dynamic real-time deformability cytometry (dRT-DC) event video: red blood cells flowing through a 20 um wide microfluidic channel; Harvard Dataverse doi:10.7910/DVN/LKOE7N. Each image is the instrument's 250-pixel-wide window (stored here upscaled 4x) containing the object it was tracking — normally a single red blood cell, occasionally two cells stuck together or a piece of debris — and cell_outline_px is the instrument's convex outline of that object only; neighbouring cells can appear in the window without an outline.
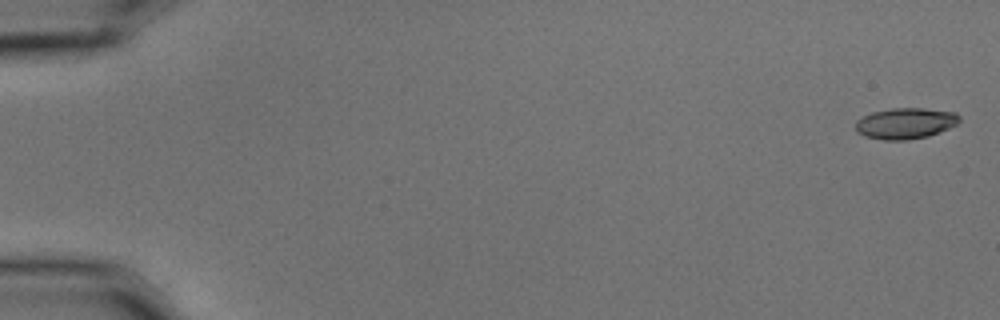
{"species": "common noctule bat (a hibernating species)", "species_latin": "Nyctalus noctula", "temperature_condition": "cold", "stored_images_in_passage": 8, "camera_frame_rate_fps": 3000, "um_per_image_px": 0.085, "animal": {"sex": "male", "body_mass_g": 15.6}, "frame": {"image": 1, "passage_image": 1, "time_ms": 0.0, "image_size_px": [1000, 320], "cell_outline_px": [[960, 120], [956, 124], [940, 132], [928, 136], [908, 140], [884, 140], [864, 136], [856, 132], [856, 120], [872, 112], [892, 108], [924, 108], [956, 112], [960, 116]], "centroid_in_image_um": [76.96, 10.48], "position_along_channel_um": 8.0, "area_um2": 18.84}}
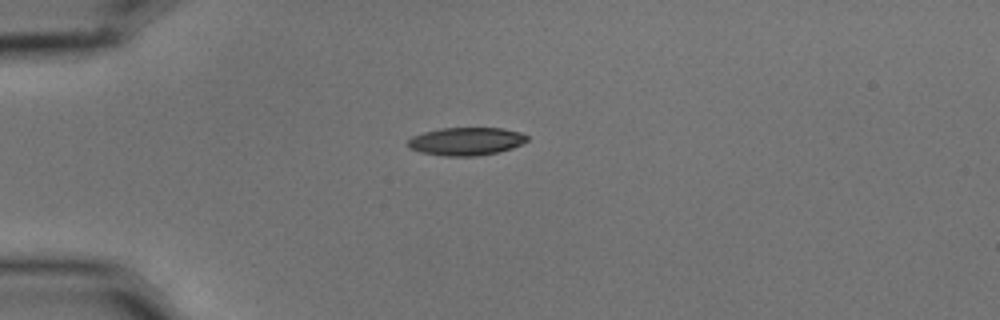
{"frame": {"image": 2, "passage_image": 5, "time_ms": 1.333, "image_size_px": [1000, 320], "cell_outline_px": [[528, 140], [512, 148], [496, 152], [476, 156], [444, 156], [420, 152], [408, 148], [408, 140], [412, 136], [424, 132], [440, 128], [504, 128], [520, 132], [528, 136]], "centroid_in_image_um": [39.6, 12.01], "position_along_channel_um": 45.4, "area_um2": 19.42}}
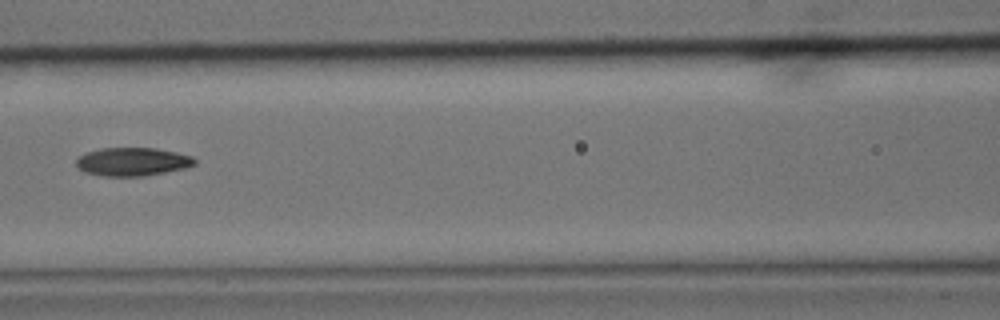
{"frame": {"image": 3, "passage_image": 8, "time_ms": 2.333, "image_size_px": [1000, 320], "cell_outline_px": [[196, 164], [184, 168], [144, 176], [104, 176], [84, 172], [76, 164], [76, 160], [84, 152], [100, 148], [156, 148], [176, 152], [192, 156], [196, 160]], "centroid_in_image_um": [11.25, 13.74], "position_along_channel_um": 155.4, "area_um2": 19.54}}